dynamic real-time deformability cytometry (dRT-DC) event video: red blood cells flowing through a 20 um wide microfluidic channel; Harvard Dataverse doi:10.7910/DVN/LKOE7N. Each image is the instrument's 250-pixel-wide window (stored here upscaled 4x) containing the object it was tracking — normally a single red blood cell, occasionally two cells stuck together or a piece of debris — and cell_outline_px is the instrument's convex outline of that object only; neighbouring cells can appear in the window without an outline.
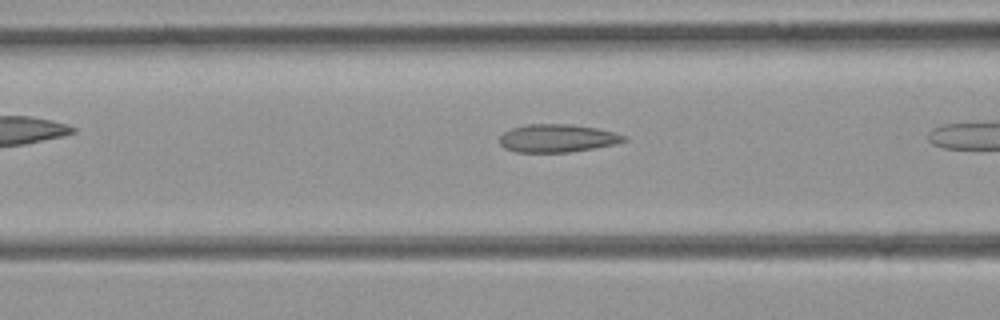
{"species": "common noctule bat (a hibernating species)", "species_latin": "Nyctalus noctula", "temperature_condition": "room temperature", "stored_images_in_passage": 6, "camera_frame_rate_fps": 3000, "um_per_image_px": 0.085, "animal": {"sex": "female", "body_mass_g": 21.9}, "frame": {"image": 1, "passage_image": 5, "time_ms": 1.333, "image_size_px": [1000, 320], "cell_outline_px": [[628, 140], [616, 144], [568, 152], [516, 152], [504, 148], [500, 144], [500, 136], [504, 132], [512, 128], [524, 124], [572, 124], [596, 128], [628, 136]], "centroid_in_image_um": [47.37, 11.74], "position_along_channel_um": 119.2, "area_um2": 20.29}}